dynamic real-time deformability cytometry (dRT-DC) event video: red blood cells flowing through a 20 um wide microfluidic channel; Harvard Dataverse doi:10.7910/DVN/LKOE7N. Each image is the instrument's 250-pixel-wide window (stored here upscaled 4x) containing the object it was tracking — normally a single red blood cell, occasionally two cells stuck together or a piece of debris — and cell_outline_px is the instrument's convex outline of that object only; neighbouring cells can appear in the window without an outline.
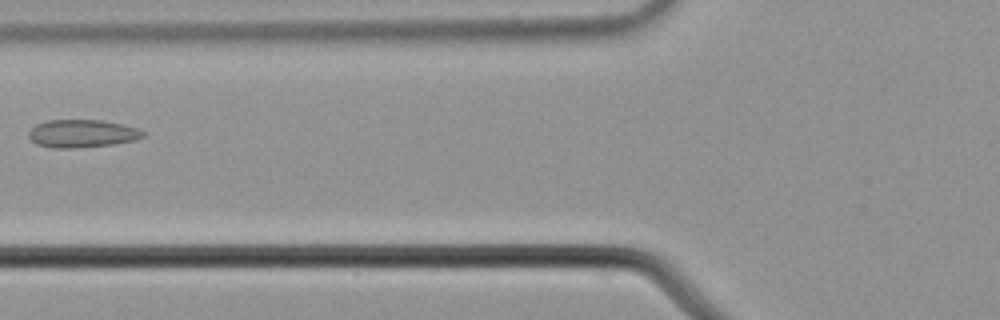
{"species": "common noctule bat (a hibernating species)", "species_latin": "Nyctalus noctula", "temperature_condition": "cold", "stored_images_in_passage": 4, "camera_frame_rate_fps": 3000, "um_per_image_px": 0.085, "animal": {"sex": "male", "body_mass_g": 21.5, "forearm_length_mm": 52.0}, "frame": {"image": 1, "passage_image": 3, "time_ms": 0.667, "image_size_px": [1000, 320], "cell_outline_px": [[148, 132], [144, 136], [132, 140], [112, 144], [72, 148], [52, 148], [36, 144], [28, 136], [28, 132], [36, 124], [48, 120], [104, 120], [136, 128]], "centroid_in_image_um": [6.95, 11.34], "position_along_channel_um": 118.8, "area_um2": 18.44}}
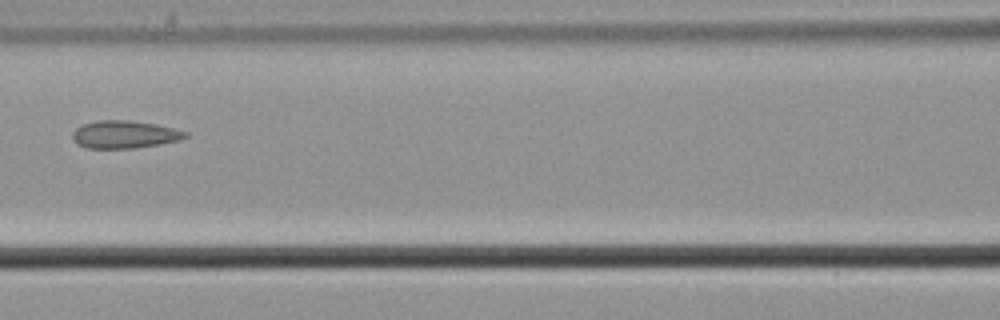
{"frame": {"image": 2, "passage_image": 4, "time_ms": 1.0, "image_size_px": [1000, 320], "cell_outline_px": [[188, 136], [180, 140], [160, 144], [132, 148], [84, 148], [76, 144], [72, 140], [72, 132], [76, 128], [84, 124], [100, 120], [128, 120], [156, 124], [188, 132]], "centroid_in_image_um": [10.56, 11.43], "position_along_channel_um": 156.0, "area_um2": 18.21}}